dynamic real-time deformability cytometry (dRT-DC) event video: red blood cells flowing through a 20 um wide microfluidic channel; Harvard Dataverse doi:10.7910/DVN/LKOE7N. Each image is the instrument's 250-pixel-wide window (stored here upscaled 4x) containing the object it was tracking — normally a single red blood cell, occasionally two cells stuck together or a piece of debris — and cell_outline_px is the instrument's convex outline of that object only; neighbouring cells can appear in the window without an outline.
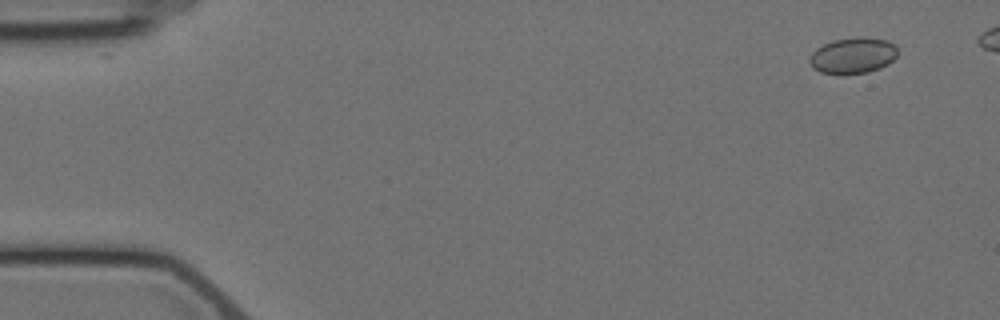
{"species": "Egyptian fruit bat (a non-hibernating species)", "species_latin": "Rousettus aegyptiacus", "temperature_condition": "cold", "stored_images_in_passage": 5, "camera_frame_rate_fps": 3000, "um_per_image_px": 0.085, "animal": {"sex": "female"}, "frame": {"image": 1, "passage_image": 1, "time_ms": 0.0, "image_size_px": [1000, 320], "cell_outline_px": [[896, 56], [888, 64], [880, 68], [868, 72], [820, 72], [812, 68], [808, 60], [812, 52], [816, 48], [832, 40], [860, 36], [888, 40], [896, 44]], "centroid_in_image_um": [72.5, 4.68], "position_along_channel_um": 12.5, "area_um2": 18.26}}